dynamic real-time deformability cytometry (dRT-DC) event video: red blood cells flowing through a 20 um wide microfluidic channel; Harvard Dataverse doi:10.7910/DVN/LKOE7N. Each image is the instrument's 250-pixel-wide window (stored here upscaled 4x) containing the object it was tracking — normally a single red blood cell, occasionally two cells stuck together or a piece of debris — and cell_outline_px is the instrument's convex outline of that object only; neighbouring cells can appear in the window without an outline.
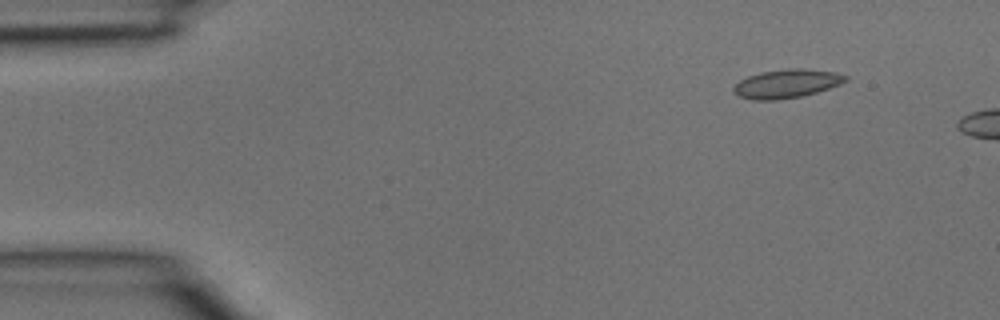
{"species": "common noctule bat (a hibernating species)", "species_latin": "Nyctalus noctula", "temperature_condition": "room temperature", "stored_images_in_passage": 4, "camera_frame_rate_fps": 3000, "um_per_image_px": 0.085, "animal": {"sex": "male", "body_mass_g": 15.6}, "frame": {"image": 1, "passage_image": 1, "time_ms": 0.0, "image_size_px": [1000, 320], "cell_outline_px": [[848, 80], [840, 84], [816, 92], [800, 96], [776, 100], [752, 100], [740, 96], [732, 92], [732, 88], [740, 80], [748, 76], [760, 72], [788, 68], [800, 68], [836, 72], [848, 76]], "centroid_in_image_um": [66.85, 7.1], "position_along_channel_um": 18.1, "area_um2": 18.67}}